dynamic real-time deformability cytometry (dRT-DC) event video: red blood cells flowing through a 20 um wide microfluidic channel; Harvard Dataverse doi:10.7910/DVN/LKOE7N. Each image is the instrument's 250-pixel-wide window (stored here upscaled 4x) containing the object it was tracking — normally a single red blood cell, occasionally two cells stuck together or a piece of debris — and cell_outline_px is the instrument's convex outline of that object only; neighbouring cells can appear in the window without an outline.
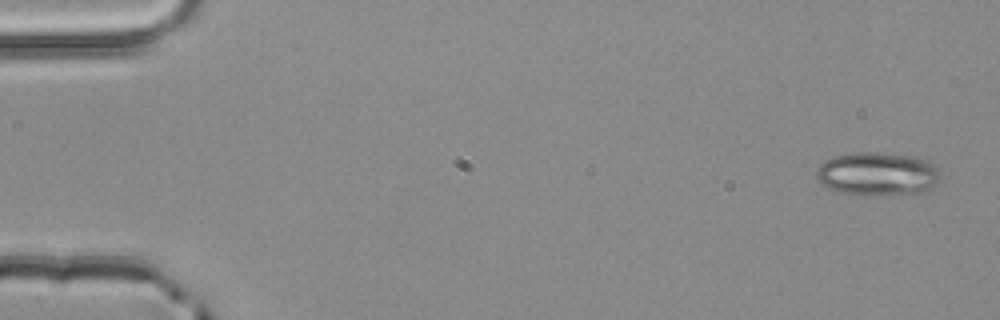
{"species": "common noctule bat (a hibernating species)", "species_latin": "Nyctalus noctula", "temperature_condition": "room temperature", "stored_images_in_passage": 3, "camera_frame_rate_fps": 3000, "um_per_image_px": 0.085, "animal": {"sex": "male", "body_mass_g": 20.4}, "frame": {"image": 1, "passage_image": 1, "time_ms": 0.0, "image_size_px": [1000, 320], "cell_outline_px": [[940, 180], [932, 188], [924, 192], [876, 196], [840, 192], [828, 188], [820, 184], [816, 176], [816, 168], [820, 164], [836, 156], [856, 152], [876, 152], [920, 156], [936, 164], [940, 176]], "centroid_in_image_um": [74.64, 14.78], "position_along_channel_um": 10.4, "area_um2": 31.91}}